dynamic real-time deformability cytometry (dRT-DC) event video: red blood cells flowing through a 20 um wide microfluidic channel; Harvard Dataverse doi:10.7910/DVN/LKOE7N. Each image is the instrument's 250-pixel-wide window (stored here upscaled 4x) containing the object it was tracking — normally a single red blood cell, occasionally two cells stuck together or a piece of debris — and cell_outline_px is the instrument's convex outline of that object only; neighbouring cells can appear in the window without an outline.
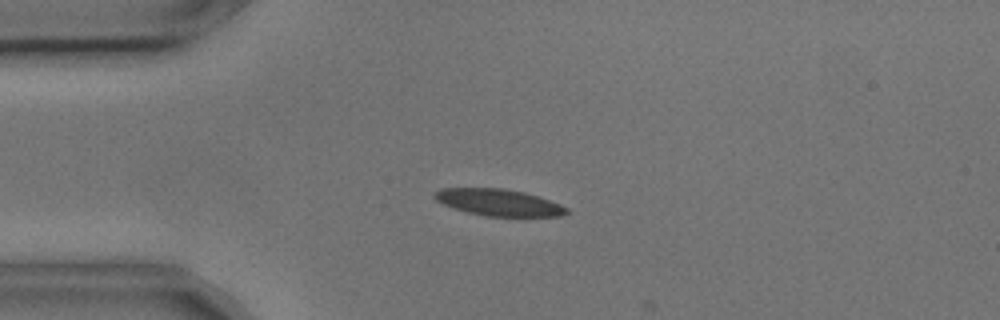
{"species": "common noctule bat (a hibernating species)", "species_latin": "Nyctalus noctula", "temperature_condition": "cold", "stored_images_in_passage": 5, "camera_frame_rate_fps": 3000, "um_per_image_px": 0.085, "animal": {"sex": "male", "body_mass_g": 17.9, "forearm_length_mm": 54.2}, "frame": {"image": 1, "passage_image": 3, "time_ms": 0.667, "image_size_px": [1000, 320], "cell_outline_px": [[568, 212], [560, 216], [484, 216], [452, 208], [436, 200], [432, 196], [440, 188], [504, 188], [524, 192], [560, 204], [568, 208]], "centroid_in_image_um": [42.35, 17.2], "position_along_channel_um": 42.6, "area_um2": 20.4}}